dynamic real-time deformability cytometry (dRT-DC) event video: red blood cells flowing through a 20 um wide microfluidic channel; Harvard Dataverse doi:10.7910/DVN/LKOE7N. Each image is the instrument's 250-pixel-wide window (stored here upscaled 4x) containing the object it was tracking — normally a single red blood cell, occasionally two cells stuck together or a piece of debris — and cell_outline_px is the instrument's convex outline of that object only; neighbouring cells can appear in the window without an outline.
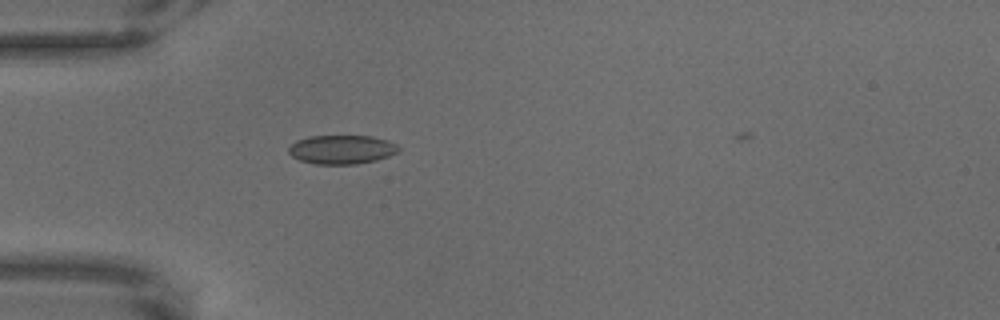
{"species": "common noctule bat (a hibernating species)", "species_latin": "Nyctalus noctula", "temperature_condition": "warm", "stored_images_in_passage": 47, "camera_frame_rate_fps": 3000, "um_per_image_px": 0.085, "animal": {"sex": "male", "body_mass_g": 18.8}, "frame": {"image": 1, "passage_image": 1, "time_ms": 0.0, "image_size_px": [1000, 320], "cell_outline_px": [[400, 148], [396, 152], [388, 156], [376, 160], [356, 164], [316, 164], [300, 160], [292, 156], [288, 152], [288, 148], [296, 140], [308, 136], [372, 136], [388, 140], [396, 144]], "centroid_in_image_um": [29.03, 12.7], "position_along_channel_um": 56.0, "area_um2": 18.5}}
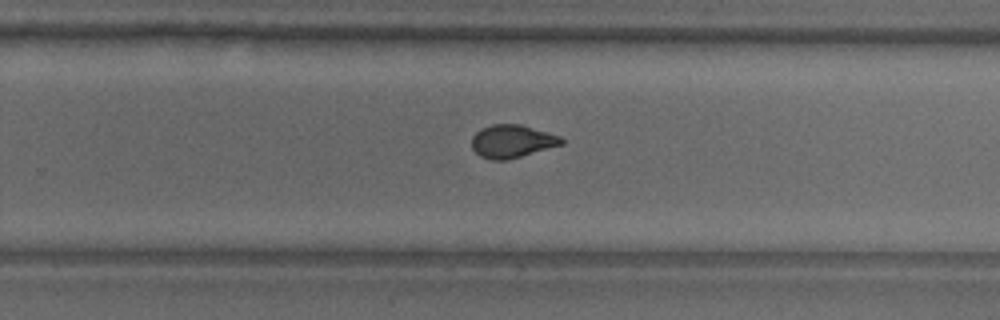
{"frame": {"image": 2, "passage_image": 24, "time_ms": 7.667, "image_size_px": [1000, 320], "cell_outline_px": [[564, 144], [508, 160], [492, 160], [480, 156], [472, 148], [472, 136], [480, 128], [492, 124], [520, 124], [548, 132], [560, 136], [564, 140]], "centroid_in_image_um": [43.52, 12.01], "position_along_channel_um": 286.3, "area_um2": 17.34}}
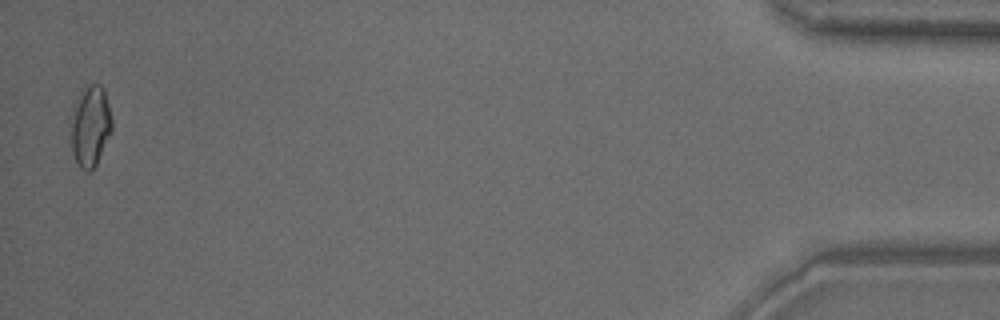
{"frame": {"image": 3, "passage_image": 46, "time_ms": 15.0, "image_size_px": [1000, 320], "cell_outline_px": [[112, 132], [96, 164], [88, 172], [84, 172], [80, 168], [72, 152], [72, 108], [84, 84], [100, 84], [104, 88], [112, 120]], "centroid_in_image_um": [7.69, 10.68], "position_along_channel_um": 427.5, "area_um2": 19.42}}